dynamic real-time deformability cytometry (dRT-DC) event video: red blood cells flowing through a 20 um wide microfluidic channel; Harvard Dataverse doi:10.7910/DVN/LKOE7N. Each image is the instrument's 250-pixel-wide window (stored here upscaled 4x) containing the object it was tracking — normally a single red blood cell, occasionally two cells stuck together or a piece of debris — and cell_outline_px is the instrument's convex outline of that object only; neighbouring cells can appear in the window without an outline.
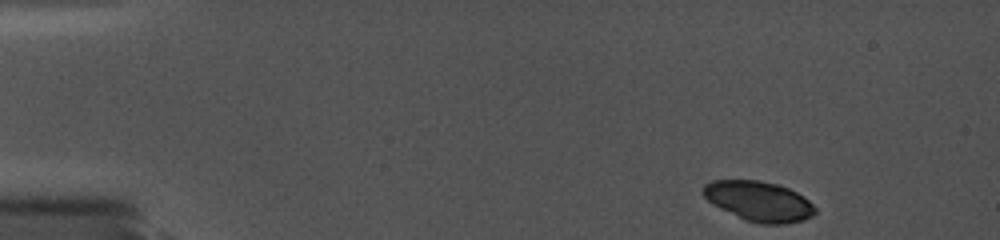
{"species": "common noctule bat (a hibernating species)", "species_latin": "Nyctalus noctula", "temperature_condition": "cold", "stored_images_in_passage": 19, "camera_frame_rate_fps": 5000, "um_per_image_px": 0.085, "animal": {"sex": "female", "body_mass_g": 19.0, "forearm_length_mm": 56.7}, "frame": {"image": 1, "passage_image": 1, "time_ms": 0.0, "image_size_px": [1000, 240], "cell_outline_px": [[816, 212], [812, 216], [804, 220], [784, 224], [760, 224], [744, 220], [712, 204], [700, 192], [704, 184], [712, 180], [760, 180], [780, 184], [804, 196], [816, 208]], "centroid_in_image_um": [64.49, 17.1], "position_along_channel_um": 20.5, "area_um2": 26.41}}
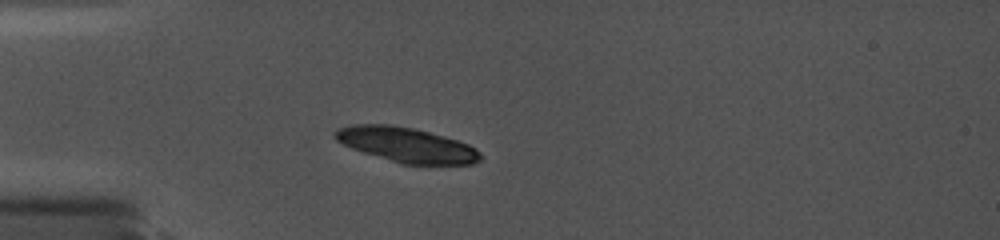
{"frame": {"image": 2, "passage_image": 16, "time_ms": 3.2, "image_size_px": [1000, 240], "cell_outline_px": [[484, 156], [480, 160], [472, 164], [400, 164], [352, 148], [336, 140], [332, 132], [336, 128], [352, 124], [392, 124], [412, 128], [444, 136], [468, 144], [476, 148]], "centroid_in_image_um": [34.54, 12.3], "position_along_channel_um": 50.5, "area_um2": 29.54}}